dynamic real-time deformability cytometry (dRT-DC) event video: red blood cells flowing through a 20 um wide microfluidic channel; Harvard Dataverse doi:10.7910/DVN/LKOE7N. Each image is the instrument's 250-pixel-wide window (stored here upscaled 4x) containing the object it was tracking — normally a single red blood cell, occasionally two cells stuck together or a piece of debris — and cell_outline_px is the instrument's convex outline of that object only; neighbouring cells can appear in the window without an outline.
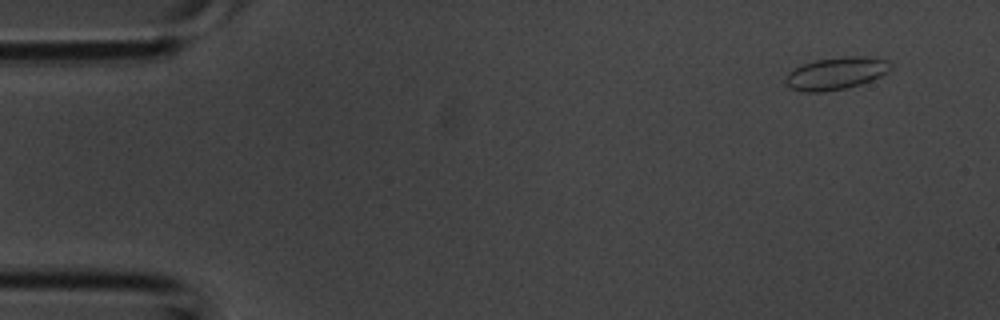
{"species": "common noctule bat (a hibernating species)", "species_latin": "Nyctalus noctula", "temperature_condition": "room temperature", "stored_images_in_passage": 3, "segment_of_instrument_passage": [2, 2], "camera_frame_rate_fps": 3000, "um_per_image_px": 0.085, "animal": {"sex": "male", "body_mass_g": 20.1, "forearm_length_mm": 53.5}, "frame": {"image": 1, "passage_image": 3, "time_ms": 0.667, "image_size_px": [1000, 320], "cell_outline_px": [[892, 68], [888, 72], [872, 80], [860, 84], [844, 88], [824, 92], [804, 92], [792, 88], [784, 80], [784, 76], [788, 72], [804, 64], [816, 60], [844, 56], [864, 56], [888, 60], [892, 64]], "centroid_in_image_um": [71.09, 6.23], "position_along_channel_um": 13.9, "area_um2": 19.77}}